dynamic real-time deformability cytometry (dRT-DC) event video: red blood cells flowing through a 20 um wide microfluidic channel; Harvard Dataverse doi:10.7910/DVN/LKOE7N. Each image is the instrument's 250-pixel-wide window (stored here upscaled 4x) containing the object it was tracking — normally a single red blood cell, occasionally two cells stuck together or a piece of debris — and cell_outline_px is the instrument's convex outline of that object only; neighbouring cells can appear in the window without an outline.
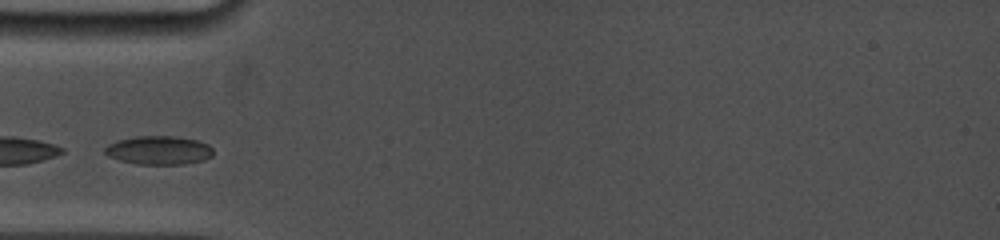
{"species": "common noctule bat (a hibernating species)", "species_latin": "Nyctalus noctula", "temperature_condition": "cold", "stored_images_in_passage": 33, "camera_frame_rate_fps": 5000, "um_per_image_px": 0.085, "animal": {"sex": "female", "body_mass_g": 19.0, "forearm_length_mm": 53.3}, "frame": {"image": 1, "passage_image": 1, "time_ms": 0.0, "image_size_px": [1000, 240], "cell_outline_px": [[212, 156], [204, 160], [184, 164], [136, 164], [120, 160], [108, 156], [104, 152], [104, 148], [108, 144], [116, 140], [136, 136], [176, 136], [196, 140], [208, 144], [212, 148]], "centroid_in_image_um": [13.48, 12.77], "position_along_channel_um": 71.5, "area_um2": 18.15}}